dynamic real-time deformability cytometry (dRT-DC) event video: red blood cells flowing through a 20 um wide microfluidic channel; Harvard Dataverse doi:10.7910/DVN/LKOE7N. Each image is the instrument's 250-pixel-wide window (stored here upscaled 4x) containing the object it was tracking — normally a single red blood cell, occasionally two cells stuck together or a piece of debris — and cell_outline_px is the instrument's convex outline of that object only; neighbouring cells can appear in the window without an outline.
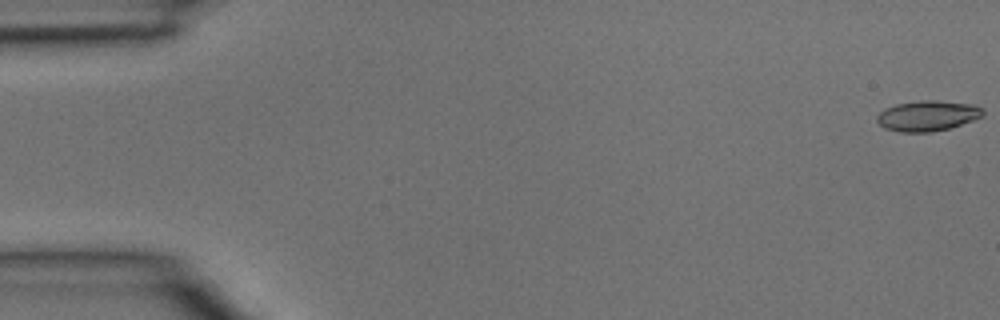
{"species": "common noctule bat (a hibernating species)", "species_latin": "Nyctalus noctula", "temperature_condition": "room temperature", "stored_images_in_passage": 3, "camera_frame_rate_fps": 3000, "um_per_image_px": 0.085, "animal": {"sex": "male", "body_mass_g": 15.6}, "frame": {"image": 1, "passage_image": 1, "time_ms": 0.0, "image_size_px": [1000, 320], "cell_outline_px": [[984, 116], [948, 128], [932, 132], [900, 132], [884, 128], [876, 120], [876, 116], [884, 108], [896, 104], [920, 100], [936, 100], [972, 104], [984, 108]], "centroid_in_image_um": [78.83, 9.83], "position_along_channel_um": 6.2, "area_um2": 18.84}}